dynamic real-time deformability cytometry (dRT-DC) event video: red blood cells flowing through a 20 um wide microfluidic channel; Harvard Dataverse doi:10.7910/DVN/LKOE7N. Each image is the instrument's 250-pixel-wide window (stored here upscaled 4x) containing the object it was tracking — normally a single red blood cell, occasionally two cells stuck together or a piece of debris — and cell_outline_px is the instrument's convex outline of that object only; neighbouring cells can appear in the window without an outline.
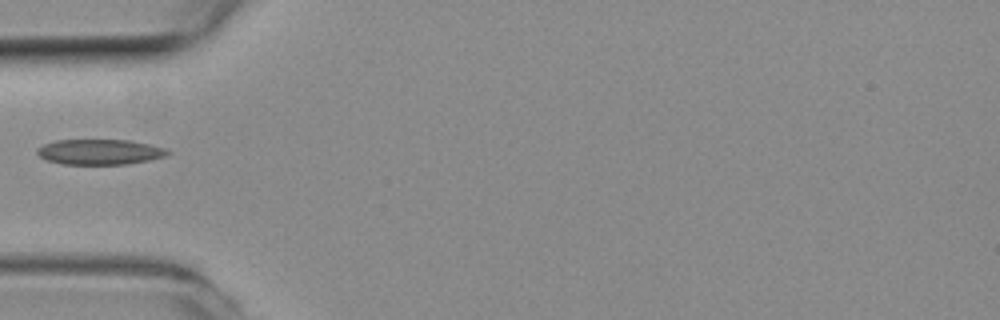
{"species": "common noctule bat (a hibernating species)", "species_latin": "Nyctalus noctula", "temperature_condition": "room temperature", "stored_images_in_passage": 5, "camera_frame_rate_fps": 3000, "um_per_image_px": 0.085, "animal": {"sex": "female", "body_mass_g": 19.3, "forearm_length_mm": 54.1}, "frame": {"image": 1, "passage_image": 1, "time_ms": 0.0, "image_size_px": [1000, 320], "cell_outline_px": [[172, 152], [164, 156], [148, 160], [128, 164], [64, 164], [48, 160], [40, 156], [36, 152], [36, 148], [44, 144], [56, 140], [128, 140], [148, 144], [164, 148]], "centroid_in_image_um": [8.46, 12.91], "position_along_channel_um": 76.5, "area_um2": 19.07}}
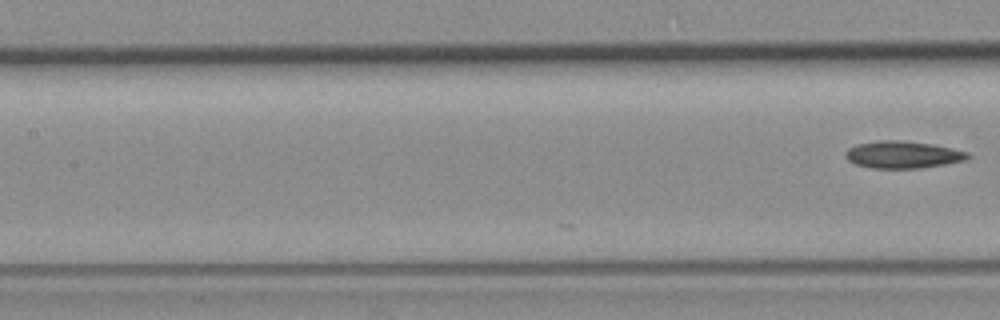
{"frame": {"image": 2, "passage_image": 5, "time_ms": 1.333, "image_size_px": [1000, 320], "cell_outline_px": [[972, 156], [968, 160], [920, 168], [872, 168], [856, 164], [848, 160], [848, 148], [856, 144], [880, 140], [896, 140], [932, 144], [968, 152]], "centroid_in_image_um": [76.79, 13.15], "position_along_channel_um": 130.6, "area_um2": 19.13}}